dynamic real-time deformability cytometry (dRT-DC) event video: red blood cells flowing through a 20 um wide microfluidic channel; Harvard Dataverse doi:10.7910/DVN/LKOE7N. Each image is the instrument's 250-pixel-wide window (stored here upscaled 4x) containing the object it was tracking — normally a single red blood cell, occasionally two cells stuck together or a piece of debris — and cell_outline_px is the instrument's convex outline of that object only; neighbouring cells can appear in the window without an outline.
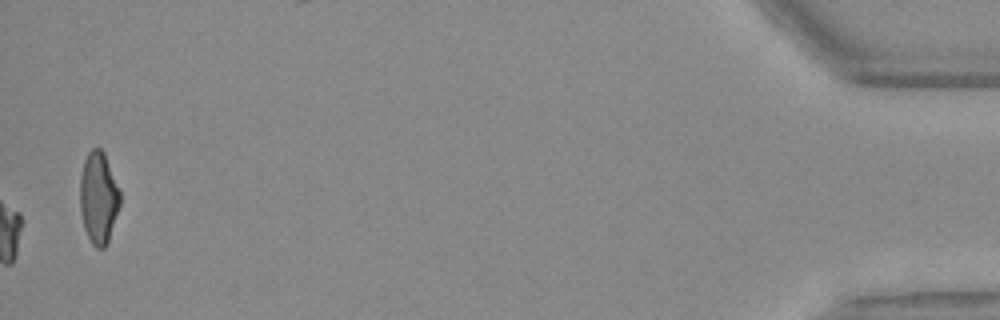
{"species": "Egyptian fruit bat (a non-hibernating species)", "species_latin": "Rousettus aegyptiacus", "temperature_condition": "warm", "stored_images_in_passage": 51, "camera_frame_rate_fps": 3000, "um_per_image_px": 0.085, "animal": {"sex": "female"}, "frame": {"image": 1, "passage_image": 51, "time_ms": 16.667, "image_size_px": [1000, 320], "cell_outline_px": [[120, 204], [108, 240], [104, 248], [96, 248], [92, 244], [84, 228], [80, 212], [80, 176], [84, 160], [88, 152], [92, 148], [100, 148], [104, 152], [120, 192]], "centroid_in_image_um": [8.35, 16.79], "position_along_channel_um": 426.8, "area_um2": 21.27}}